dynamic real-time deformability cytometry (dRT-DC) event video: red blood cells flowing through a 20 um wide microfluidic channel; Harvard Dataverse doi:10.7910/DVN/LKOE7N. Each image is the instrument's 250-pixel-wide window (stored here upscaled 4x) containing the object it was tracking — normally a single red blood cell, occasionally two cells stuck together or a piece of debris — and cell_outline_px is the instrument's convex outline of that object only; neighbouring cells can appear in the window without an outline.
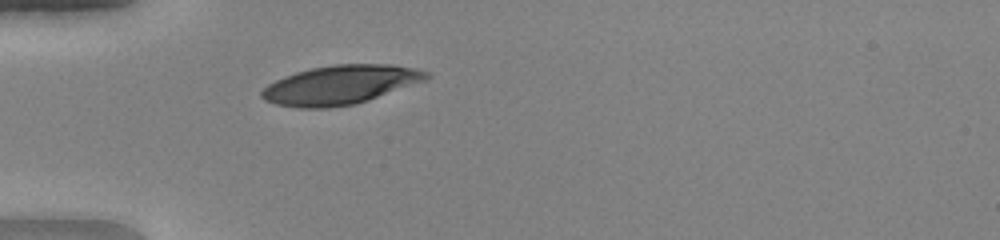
{"species": "human", "species_latin": "Homo sapiens", "temperature_condition": "warm", "stored_images_in_passage": 39, "camera_frame_rate_fps": 3000, "um_per_image_px": 0.085, "donor": {"sex": "female"}, "frame": {"image": 1, "passage_image": 11, "time_ms": 3.333, "image_size_px": [1000, 240], "cell_outline_px": [[432, 76], [424, 80], [368, 100], [352, 104], [328, 108], [300, 108], [276, 104], [264, 100], [260, 96], [260, 92], [268, 84], [284, 76], [296, 72], [312, 68], [332, 64], [392, 64], [416, 68], [428, 72]], "centroid_in_image_um": [28.9, 7.2], "position_along_channel_um": 56.1, "area_um2": 37.22}}
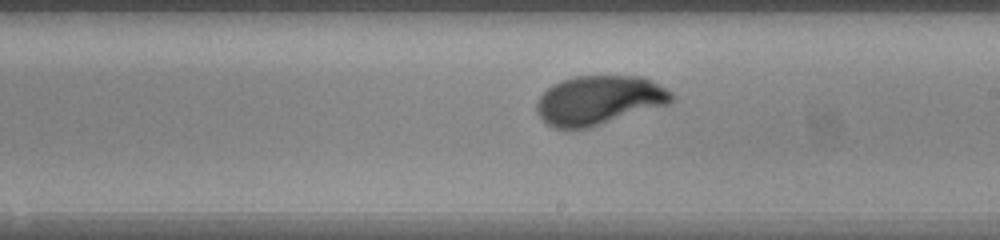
{"frame": {"image": 2, "passage_image": 25, "time_ms": 8.0, "image_size_px": [1000, 240], "cell_outline_px": [[676, 100], [668, 104], [588, 128], [556, 128], [548, 124], [536, 112], [536, 104], [540, 96], [552, 84], [560, 80], [576, 76], [644, 76], [652, 80], [672, 92], [676, 96]], "centroid_in_image_um": [50.94, 8.5], "position_along_channel_um": 238.1, "area_um2": 38.61}}
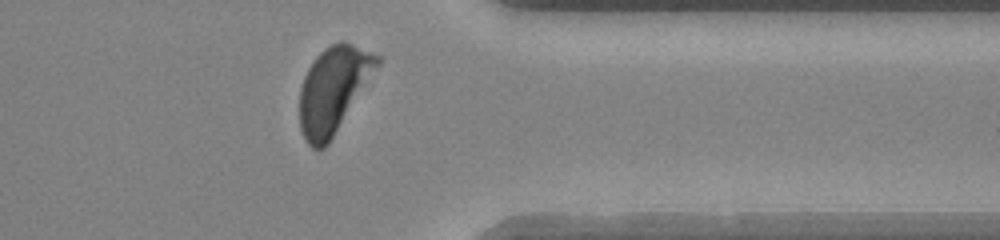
{"frame": {"image": 3, "passage_image": 36, "time_ms": 11.667, "image_size_px": [1000, 240], "cell_outline_px": [[380, 64], [328, 144], [324, 148], [312, 148], [308, 144], [300, 128], [300, 88], [304, 76], [308, 68], [316, 56], [324, 48], [340, 40], [352, 44], [380, 56]], "centroid_in_image_um": [28.32, 7.6], "position_along_channel_um": 383.1, "area_um2": 38.32}, "authors_computed_cell_mechanics": {"area_um2": 38.3214, "velocity_mm_per_s": 4.1251, "shape_relaxation_time_tau1_ms": 2.329, "shape_relaxation_time_tau2_ms": null, "deformation_change_tau1": 0.1816, "deformation_change_tau2": null}}